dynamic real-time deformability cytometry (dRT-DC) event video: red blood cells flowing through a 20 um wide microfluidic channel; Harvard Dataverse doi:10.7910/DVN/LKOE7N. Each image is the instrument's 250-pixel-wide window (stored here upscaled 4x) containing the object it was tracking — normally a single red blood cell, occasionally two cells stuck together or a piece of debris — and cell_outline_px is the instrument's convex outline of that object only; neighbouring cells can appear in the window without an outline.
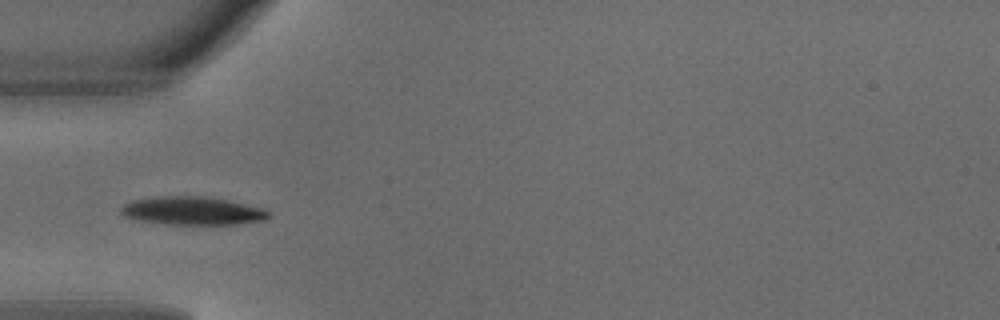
{"species": "common noctule bat (a hibernating species)", "species_latin": "Nyctalus noctula", "temperature_condition": "warm", "stored_images_in_passage": 4, "camera_frame_rate_fps": 3000, "um_per_image_px": 0.085, "animal": {"sex": "male", "body_mass_g": 18.8}, "frame": {"image": 1, "passage_image": 3, "time_ms": 0.667, "image_size_px": [1000, 320], "cell_outline_px": [[272, 216], [264, 220], [236, 224], [168, 224], [144, 220], [124, 216], [120, 212], [120, 208], [124, 204], [136, 200], [160, 196], [204, 196], [264, 208]], "centroid_in_image_um": [16.39, 17.92], "position_along_channel_um": 68.6, "area_um2": 23.81}}
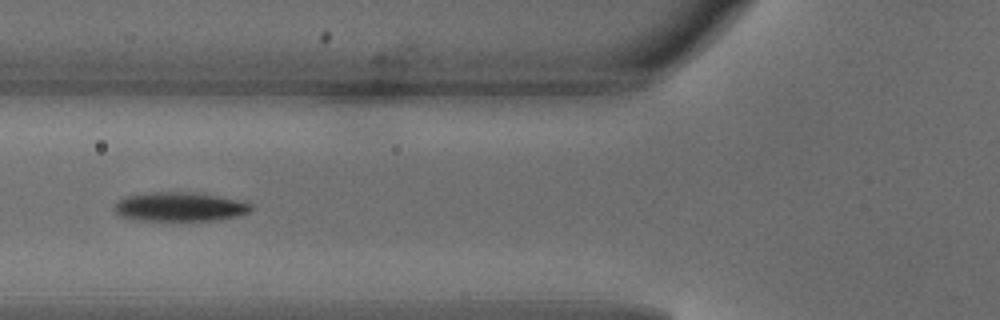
{"frame": {"image": 2, "passage_image": 4, "time_ms": 1.0, "image_size_px": [1000, 320], "cell_outline_px": [[252, 208], [248, 212], [236, 216], [216, 220], [172, 224], [136, 220], [120, 216], [112, 208], [124, 196], [152, 192], [196, 192], [248, 200], [252, 204]], "centroid_in_image_um": [15.31, 17.62], "position_along_channel_um": 110.5, "area_um2": 24.62}}